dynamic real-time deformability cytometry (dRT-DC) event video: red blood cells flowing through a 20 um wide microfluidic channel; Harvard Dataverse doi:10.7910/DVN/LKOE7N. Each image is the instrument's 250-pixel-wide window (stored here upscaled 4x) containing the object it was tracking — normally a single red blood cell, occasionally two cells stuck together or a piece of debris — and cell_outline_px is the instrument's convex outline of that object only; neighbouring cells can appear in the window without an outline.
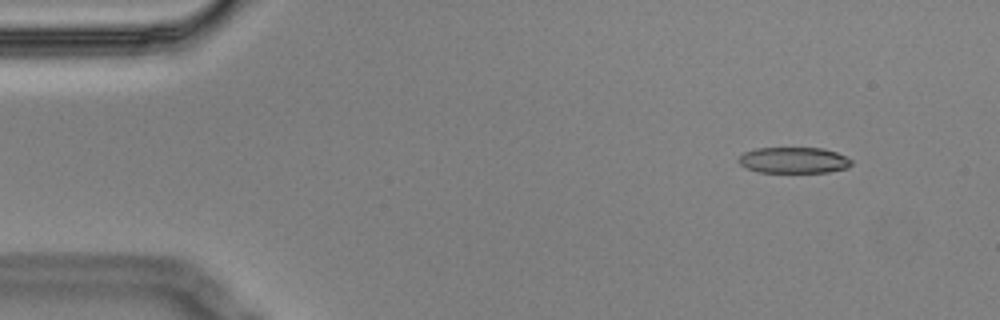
{"species": "Egyptian fruit bat (a non-hibernating species)", "species_latin": "Rousettus aegyptiacus", "temperature_condition": "cold", "stored_images_in_passage": 4, "camera_frame_rate_fps": 3000, "um_per_image_px": 0.085, "animal": {"sex": "male"}, "frame": {"image": 1, "passage_image": 1, "time_ms": 0.0, "image_size_px": [1000, 320], "cell_outline_px": [[852, 164], [848, 168], [828, 172], [760, 172], [748, 168], [740, 164], [736, 160], [744, 152], [756, 148], [824, 148], [836, 152], [852, 160]], "centroid_in_image_um": [67.47, 13.61], "position_along_channel_um": 17.5, "area_um2": 17.11}}
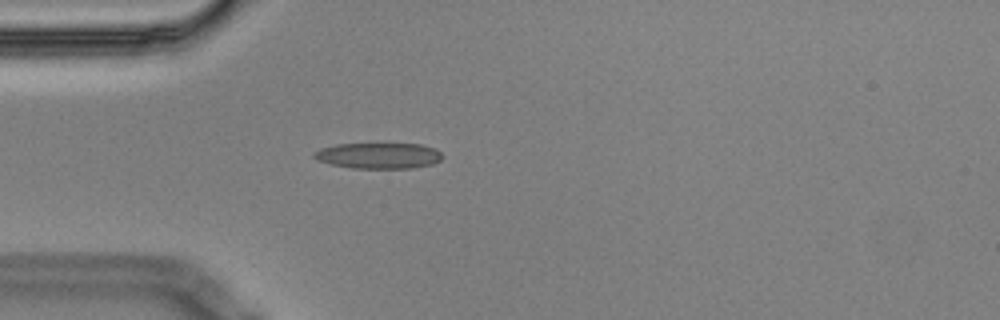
{"frame": {"image": 2, "passage_image": 4, "time_ms": 1.0, "image_size_px": [1000, 320], "cell_outline_px": [[444, 156], [440, 160], [432, 164], [412, 168], [352, 168], [332, 164], [320, 160], [312, 156], [312, 152], [320, 148], [336, 144], [420, 144], [436, 148]], "centroid_in_image_um": [32.2, 13.22], "position_along_channel_um": 52.8, "area_um2": 19.31}}